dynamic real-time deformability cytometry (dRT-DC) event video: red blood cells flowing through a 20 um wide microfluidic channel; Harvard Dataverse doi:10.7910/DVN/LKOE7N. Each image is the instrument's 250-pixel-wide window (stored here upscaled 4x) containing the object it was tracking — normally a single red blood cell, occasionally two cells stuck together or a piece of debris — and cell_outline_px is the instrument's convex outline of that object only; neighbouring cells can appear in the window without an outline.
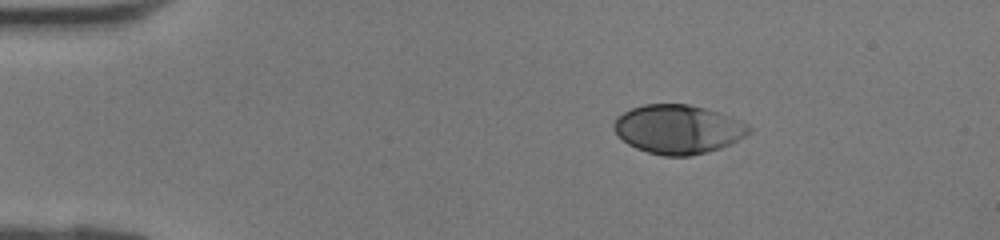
{"species": "human", "species_latin": "Homo sapiens", "temperature_condition": "room temperature", "stored_images_in_passage": 35, "camera_frame_rate_fps": 3000, "um_per_image_px": 0.085, "donor": {"sex": "female"}, "frame": {"image": 1, "passage_image": 1, "time_ms": 0.0, "image_size_px": [1000, 240], "cell_outline_px": [[752, 128], [744, 136], [720, 148], [708, 152], [688, 156], [664, 156], [648, 152], [636, 148], [628, 144], [612, 128], [612, 124], [616, 116], [632, 108], [644, 104], [688, 104], [720, 112]], "centroid_in_image_um": [57.57, 10.98], "position_along_channel_um": 27.4, "area_um2": 38.15}}
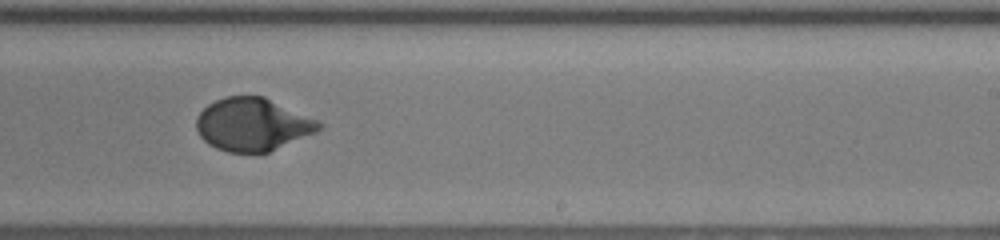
{"frame": {"image": 2, "passage_image": 20, "time_ms": 6.333, "image_size_px": [1000, 240], "cell_outline_px": [[324, 128], [316, 132], [268, 152], [228, 152], [216, 148], [208, 144], [200, 136], [196, 128], [196, 116], [208, 104], [224, 96], [264, 96], [316, 120], [324, 124]], "centroid_in_image_um": [21.45, 10.57], "position_along_channel_um": 267.6, "area_um2": 37.57}}
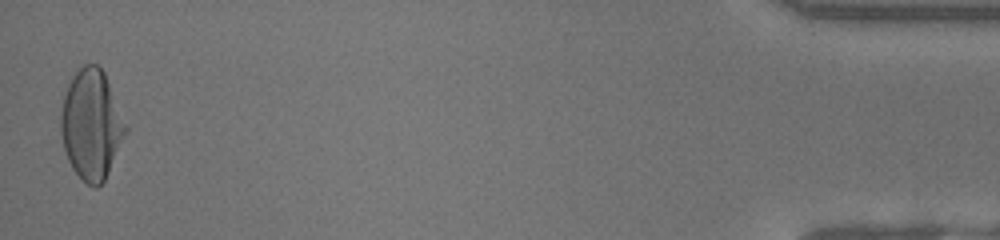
{"frame": {"image": 3, "passage_image": 35, "time_ms": 11.333, "image_size_px": [1000, 240], "cell_outline_px": [[128, 128], [108, 172], [104, 180], [96, 188], [92, 188], [72, 168], [68, 160], [64, 148], [60, 132], [60, 112], [64, 96], [68, 84], [72, 76], [84, 64], [96, 64], [104, 72], [128, 124]], "centroid_in_image_um": [7.77, 10.57], "position_along_channel_um": 427.4, "area_um2": 41.33}}